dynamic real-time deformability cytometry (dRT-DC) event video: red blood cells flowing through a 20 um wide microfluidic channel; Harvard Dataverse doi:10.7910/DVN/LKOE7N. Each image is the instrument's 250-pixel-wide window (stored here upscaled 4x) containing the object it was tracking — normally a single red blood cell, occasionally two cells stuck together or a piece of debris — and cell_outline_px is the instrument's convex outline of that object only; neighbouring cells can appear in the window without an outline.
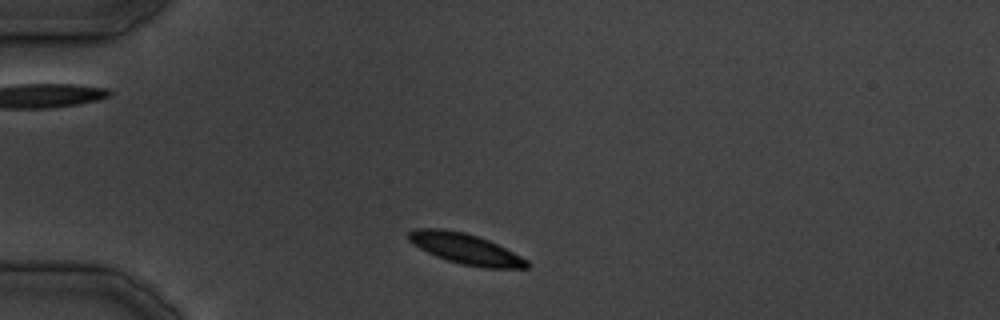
{"species": "common noctule bat (a hibernating species)", "species_latin": "Nyctalus noctula", "temperature_condition": "cold", "stored_images_in_passage": 30, "camera_frame_rate_fps": 3000, "um_per_image_px": 0.085, "animal": {"sex": "male", "body_mass_g": 19.5, "forearm_length_mm": 54.6}, "frame": {"image": 1, "passage_image": 2, "time_ms": 1.0, "image_size_px": [1000, 320], "cell_outline_px": [[532, 264], [528, 268], [484, 268], [460, 264], [436, 256], [412, 244], [408, 240], [408, 232], [416, 228], [444, 228], [464, 232], [488, 240], [528, 260]], "centroid_in_image_um": [39.56, 21.15], "position_along_channel_um": 45.4, "area_um2": 21.04}}
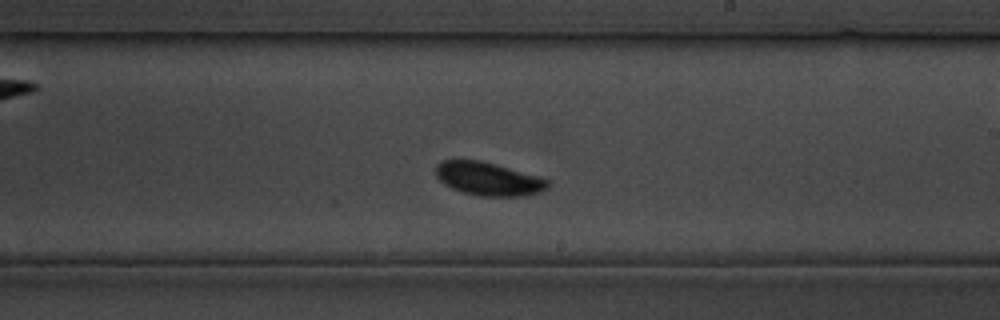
{"frame": {"image": 2, "passage_image": 15, "time_ms": 17.0, "image_size_px": [1000, 320], "cell_outline_px": [[552, 184], [548, 188], [540, 192], [524, 196], [480, 196], [460, 192], [444, 184], [436, 176], [436, 164], [444, 160], [480, 160], [496, 164], [540, 176], [548, 180]], "centroid_in_image_um": [41.54, 15.21], "position_along_channel_um": 247.5, "area_um2": 21.96}}
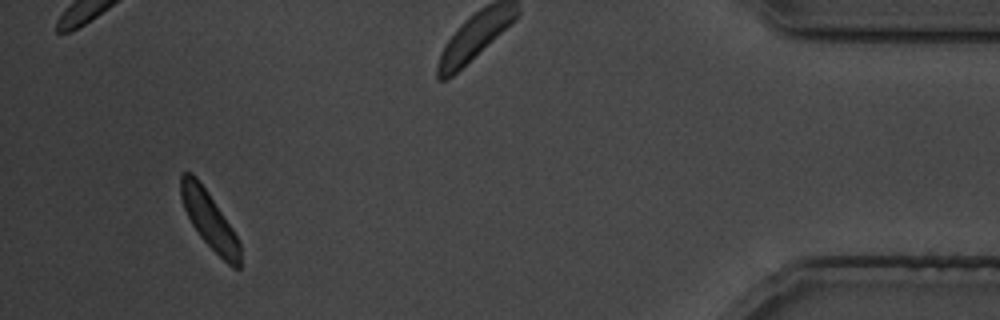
{"frame": {"image": 3, "passage_image": 28, "time_ms": 33.0, "image_size_px": [1000, 320], "cell_outline_px": [[240, 268], [232, 268], [200, 236], [192, 224], [184, 208], [180, 196], [180, 172], [192, 172], [196, 176], [208, 192], [232, 228], [240, 244]], "centroid_in_image_um": [17.77, 18.66], "position_along_channel_um": 417.4, "area_um2": 19.42}}